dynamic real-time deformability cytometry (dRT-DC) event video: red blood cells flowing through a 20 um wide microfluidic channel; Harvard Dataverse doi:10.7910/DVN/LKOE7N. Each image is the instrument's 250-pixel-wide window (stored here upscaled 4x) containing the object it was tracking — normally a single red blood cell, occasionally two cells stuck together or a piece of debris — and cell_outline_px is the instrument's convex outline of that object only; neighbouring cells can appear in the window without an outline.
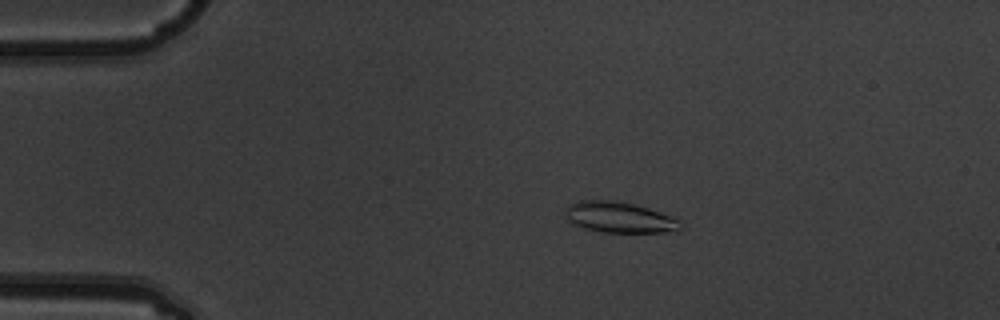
{"species": "common noctule bat (a hibernating species)", "species_latin": "Nyctalus noctula", "temperature_condition": "warm", "stored_images_in_passage": 5, "camera_frame_rate_fps": 3000, "um_per_image_px": 0.085, "animal": {"sex": "male", "body_mass_g": 19.5, "forearm_length_mm": 54.6}, "frame": {"image": 1, "passage_image": 3, "time_ms": 0.667, "image_size_px": [1000, 320], "cell_outline_px": [[680, 228], [676, 232], [604, 232], [584, 228], [572, 224], [568, 220], [564, 212], [568, 204], [580, 200], [616, 200], [648, 208], [668, 216], [676, 220]], "centroid_in_image_um": [52.55, 18.47], "position_along_channel_um": 32.5, "area_um2": 20.4}}